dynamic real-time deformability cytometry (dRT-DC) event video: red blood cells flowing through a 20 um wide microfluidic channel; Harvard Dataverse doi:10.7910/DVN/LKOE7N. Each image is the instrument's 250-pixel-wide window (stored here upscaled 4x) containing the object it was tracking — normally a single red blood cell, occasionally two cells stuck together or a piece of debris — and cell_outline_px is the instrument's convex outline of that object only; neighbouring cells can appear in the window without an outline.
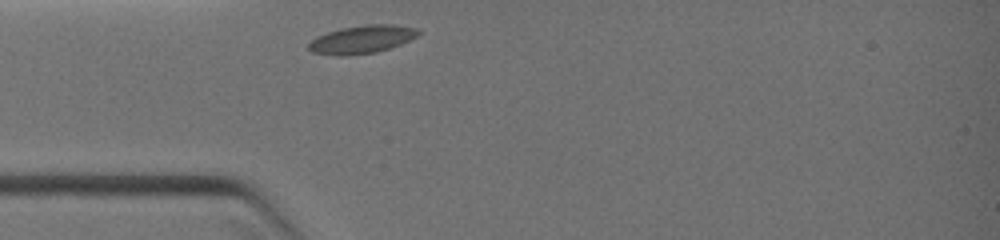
{"species": "common noctule bat (a hibernating species)", "species_latin": "Nyctalus noctula", "temperature_condition": "warm", "stored_images_in_passage": 4, "camera_frame_rate_fps": 3000, "um_per_image_px": 0.085, "animal": {"sex": "female", "body_mass_g": 19.0, "forearm_length_mm": 51.5}, "frame": {"image": 1, "passage_image": 1, "time_ms": 0.0, "image_size_px": [1000, 240], "cell_outline_px": [[420, 32], [416, 36], [400, 44], [376, 52], [344, 56], [340, 56], [312, 52], [308, 48], [308, 44], [316, 36], [328, 32], [344, 28], [368, 24], [392, 24], [416, 28]], "centroid_in_image_um": [30.74, 3.35], "position_along_channel_um": 54.3, "area_um2": 17.63}}